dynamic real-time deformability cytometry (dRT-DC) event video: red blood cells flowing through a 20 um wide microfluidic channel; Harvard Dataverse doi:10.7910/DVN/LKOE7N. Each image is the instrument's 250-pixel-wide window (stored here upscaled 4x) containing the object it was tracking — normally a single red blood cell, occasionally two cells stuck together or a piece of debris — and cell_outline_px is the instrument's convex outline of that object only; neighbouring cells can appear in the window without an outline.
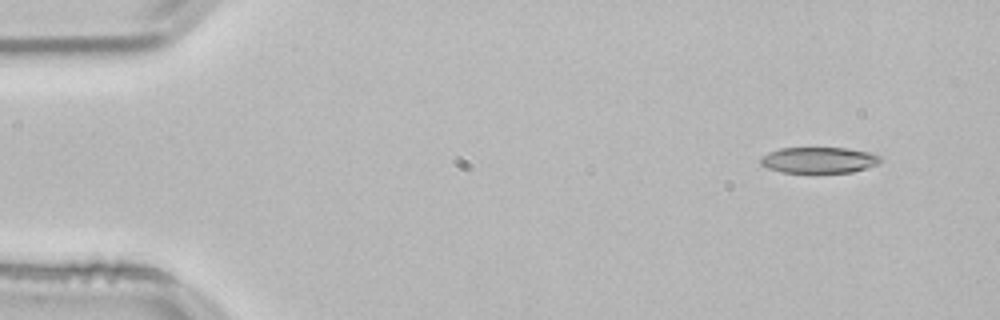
{"species": "common noctule bat (a hibernating species)", "species_latin": "Nyctalus noctula", "temperature_condition": "room temperature", "stored_images_in_passage": 50, "camera_frame_rate_fps": 3000, "um_per_image_px": 0.085, "animal": {"sex": "male", "body_mass_g": 21.5, "forearm_length_mm": 52.0}, "frame": {"image": 1, "passage_image": 1, "time_ms": 0.0, "image_size_px": [1000, 320], "cell_outline_px": [[884, 160], [880, 164], [852, 172], [780, 172], [768, 168], [760, 164], [760, 156], [768, 152], [780, 148], [848, 148], [872, 152], [880, 156]], "centroid_in_image_um": [69.64, 13.6], "position_along_channel_um": 15.4, "area_um2": 18.38}}
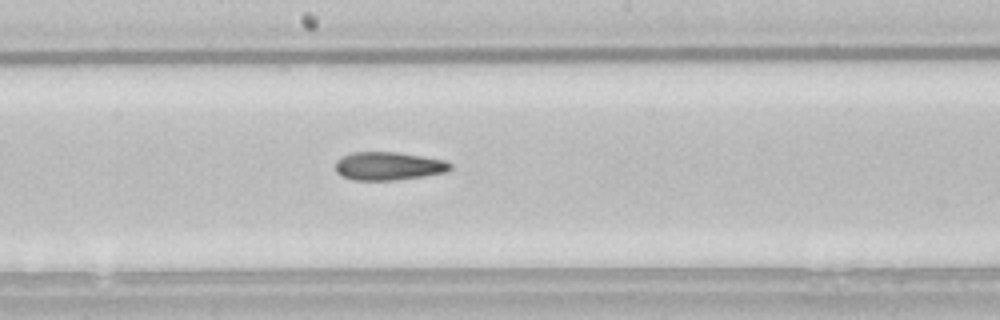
{"frame": {"image": 2, "passage_image": 25, "time_ms": 8.0, "image_size_px": [1000, 320], "cell_outline_px": [[452, 168], [448, 172], [424, 176], [396, 180], [352, 180], [340, 176], [336, 172], [336, 160], [340, 156], [352, 152], [396, 152], [444, 160], [452, 164]], "centroid_in_image_um": [32.99, 14.12], "position_along_channel_um": 215.2, "area_um2": 19.07}}
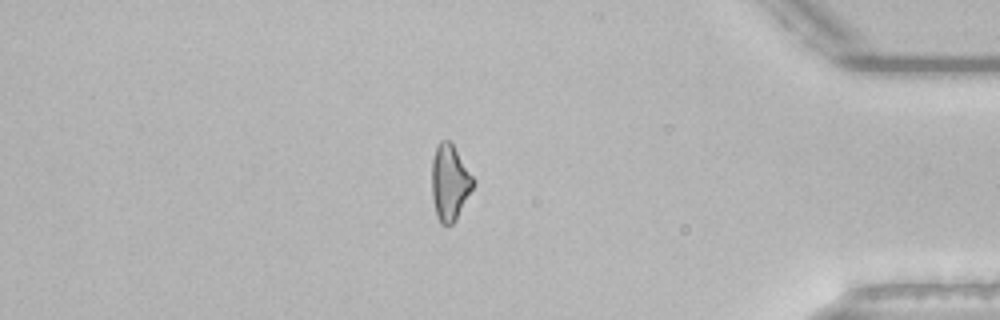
{"frame": {"image": 3, "passage_image": 42, "time_ms": 13.667, "image_size_px": [1000, 320], "cell_outline_px": [[476, 184], [456, 220], [452, 224], [440, 224], [436, 216], [432, 200], [432, 160], [436, 148], [440, 140], [448, 140], [452, 144], [476, 180]], "centroid_in_image_um": [38.24, 15.55], "position_along_channel_um": 397.0, "area_um2": 18.5}, "authors_computed_cell_mechanics": {"area_um2": 19.0451, "velocity_mm_per_s": 3.8227, "shape_relaxation_time_tau1_ms": null, "shape_relaxation_time_tau2_ms": 6.2057, "deformation_change_tau1": null, "deformation_change_tau2": 0.1762}}